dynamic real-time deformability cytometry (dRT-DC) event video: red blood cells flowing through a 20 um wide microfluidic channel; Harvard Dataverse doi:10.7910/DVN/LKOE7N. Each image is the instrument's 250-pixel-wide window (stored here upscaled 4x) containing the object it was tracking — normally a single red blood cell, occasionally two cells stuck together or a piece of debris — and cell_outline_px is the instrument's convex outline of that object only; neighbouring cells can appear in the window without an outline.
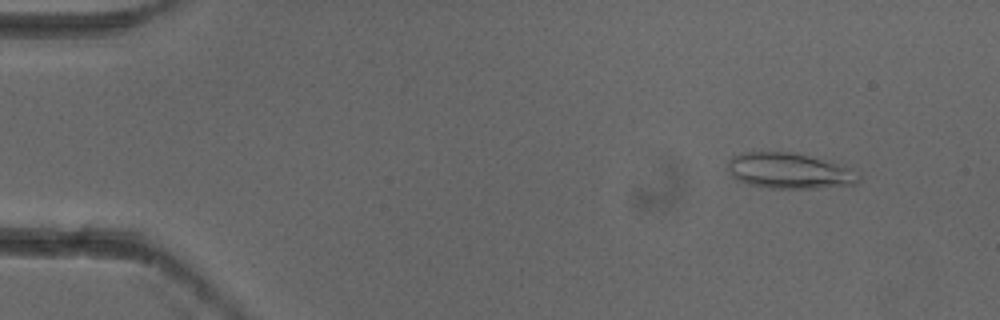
{"species": "common noctule bat (a hibernating species)", "species_latin": "Nyctalus noctula", "temperature_condition": "cold", "stored_images_in_passage": 5, "camera_frame_rate_fps": 3000, "um_per_image_px": 0.085, "animal": {"sex": "female"}, "frame": {"image": 1, "passage_image": 2, "time_ms": 0.333, "image_size_px": [1000, 320], "cell_outline_px": [[860, 180], [856, 184], [816, 188], [768, 188], [748, 184], [736, 180], [732, 176], [728, 168], [728, 160], [732, 156], [744, 152], [792, 152], [832, 160], [852, 168], [860, 176]], "centroid_in_image_um": [67.13, 14.51], "position_along_channel_um": 17.9, "area_um2": 27.63}}